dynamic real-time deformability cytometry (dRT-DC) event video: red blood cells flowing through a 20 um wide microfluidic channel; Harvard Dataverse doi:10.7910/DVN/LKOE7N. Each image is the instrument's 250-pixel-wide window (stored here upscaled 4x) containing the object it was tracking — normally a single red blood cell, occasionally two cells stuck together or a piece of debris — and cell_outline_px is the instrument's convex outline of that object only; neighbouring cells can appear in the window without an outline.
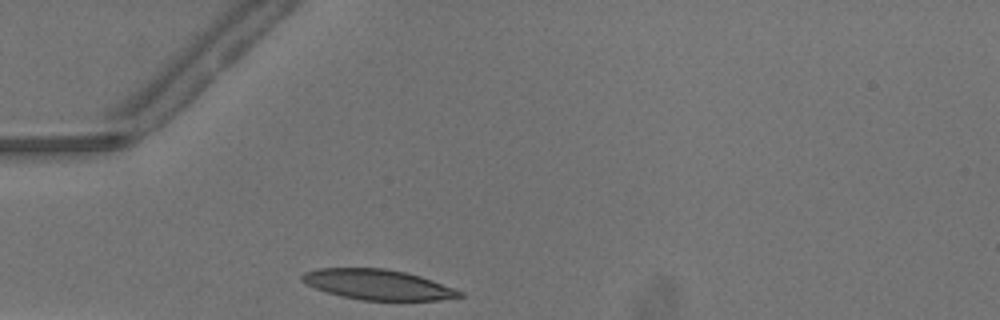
{"species": "common noctule bat (a hibernating species)", "species_latin": "Nyctalus noctula", "temperature_condition": "warm", "stored_images_in_passage": 24, "camera_frame_rate_fps": 3000, "um_per_image_px": 0.085, "animal": {"sex": "male", "body_mass_g": 13.3}, "frame": {"image": 1, "passage_image": 1, "time_ms": 0.0, "image_size_px": [1000, 320], "cell_outline_px": [[464, 296], [440, 300], [360, 300], [340, 296], [316, 288], [300, 280], [300, 276], [304, 272], [320, 268], [384, 268], [404, 272], [420, 276], [432, 280], [464, 292]], "centroid_in_image_um": [32.12, 24.19], "position_along_channel_um": 52.9, "area_um2": 27.63}}
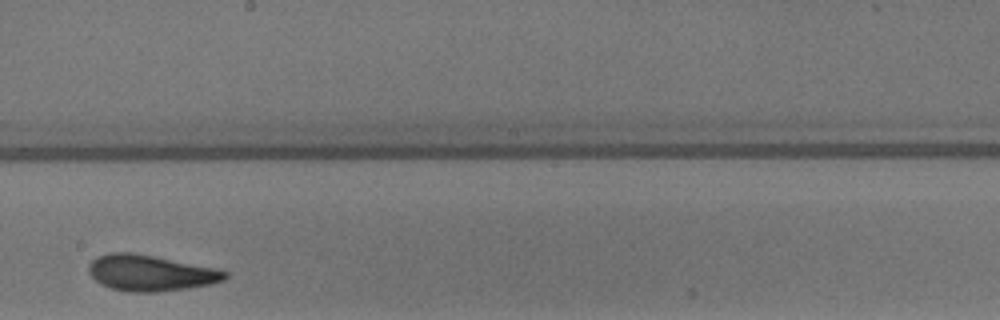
{"frame": {"image": 2, "passage_image": 15, "time_ms": 4.667, "image_size_px": [1000, 320], "cell_outline_px": [[228, 276], [224, 280], [208, 284], [188, 288], [156, 292], [128, 292], [112, 288], [100, 284], [88, 272], [88, 268], [92, 260], [96, 256], [108, 252], [132, 252], [216, 268], [228, 272]], "centroid_in_image_um": [12.76, 23.19], "position_along_channel_um": 235.4, "area_um2": 28.5}}
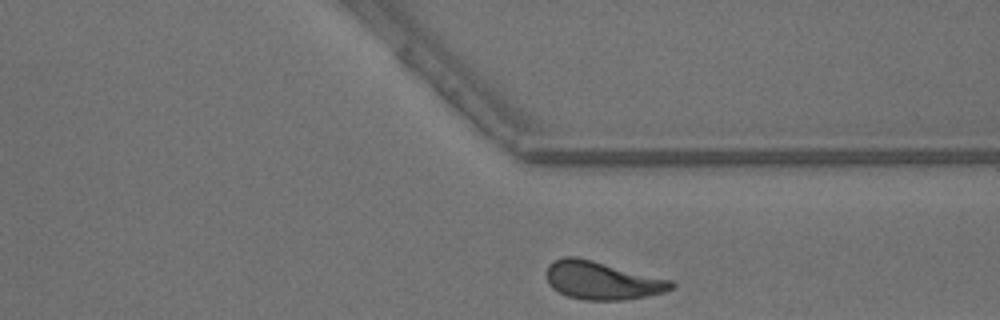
{"frame": {"image": 3, "passage_image": 24, "time_ms": 7.667, "image_size_px": [1000, 320], "cell_outline_px": [[676, 284], [672, 288], [664, 292], [648, 296], [624, 300], [584, 300], [568, 296], [552, 288], [548, 284], [544, 272], [548, 264], [552, 260], [564, 256], [576, 256], [672, 280]], "centroid_in_image_um": [51.13, 23.83], "position_along_channel_um": 360.3, "area_um2": 27.98}}